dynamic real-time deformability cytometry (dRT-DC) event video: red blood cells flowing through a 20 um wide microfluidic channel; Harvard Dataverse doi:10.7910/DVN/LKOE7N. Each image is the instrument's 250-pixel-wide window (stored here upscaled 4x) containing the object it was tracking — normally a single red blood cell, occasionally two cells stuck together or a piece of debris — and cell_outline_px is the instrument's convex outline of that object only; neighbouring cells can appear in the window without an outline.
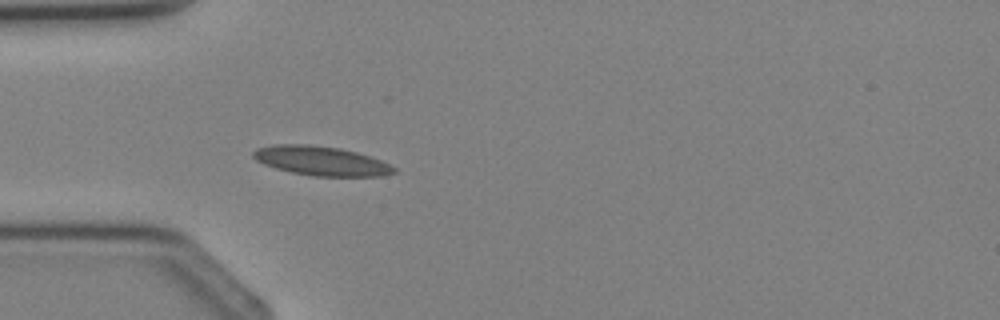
{"species": "Egyptian fruit bat (a non-hibernating species)", "species_latin": "Rousettus aegyptiacus", "temperature_condition": "cold", "stored_images_in_passage": 3, "camera_frame_rate_fps": 3000, "um_per_image_px": 0.085, "animal": {"sex": "female"}, "frame": {"image": 1, "passage_image": 3, "time_ms": 2.333, "image_size_px": [1000, 320], "cell_outline_px": [[396, 172], [380, 176], [312, 176], [292, 172], [276, 168], [264, 164], [256, 160], [252, 156], [252, 152], [256, 148], [272, 144], [308, 144], [340, 148], [356, 152], [380, 160], [396, 168]], "centroid_in_image_um": [27.25, 13.67], "position_along_channel_um": 57.7, "area_um2": 23.93}}